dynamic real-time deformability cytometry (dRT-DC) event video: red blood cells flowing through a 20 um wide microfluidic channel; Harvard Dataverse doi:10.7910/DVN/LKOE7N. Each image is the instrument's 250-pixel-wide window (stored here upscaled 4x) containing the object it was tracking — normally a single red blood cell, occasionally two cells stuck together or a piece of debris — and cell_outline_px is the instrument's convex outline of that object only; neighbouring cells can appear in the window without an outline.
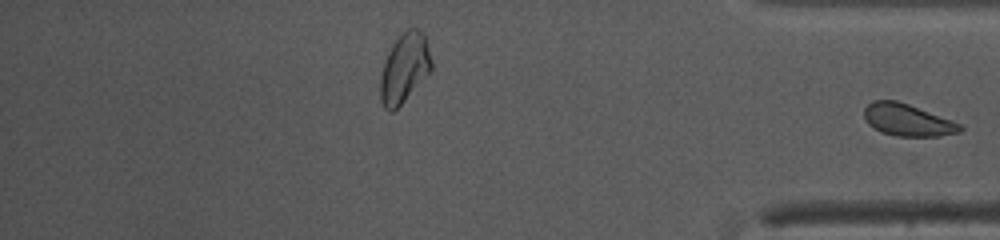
{"species": "common noctule bat (a hibernating species)", "species_latin": "Nyctalus noctula", "temperature_condition": "warm", "stored_images_in_passage": 30, "segment_of_instrument_passage": [2, 2], "camera_frame_rate_fps": 3000, "um_per_image_px": 0.085, "animal": {"sex": "female", "body_mass_g": 10.0, "forearm_length_mm": 53.1}, "frame": {"image": 1, "passage_image": 30, "time_ms": 9.667, "image_size_px": [1000, 240], "cell_outline_px": [[964, 128], [960, 132], [940, 136], [896, 136], [884, 132], [868, 124], [864, 116], [864, 108], [872, 100], [896, 100], [908, 104], [952, 120], [960, 124]], "centroid_in_image_um": [77.15, 10.19], "position_along_channel_um": 358.1, "area_um2": 17.74}}